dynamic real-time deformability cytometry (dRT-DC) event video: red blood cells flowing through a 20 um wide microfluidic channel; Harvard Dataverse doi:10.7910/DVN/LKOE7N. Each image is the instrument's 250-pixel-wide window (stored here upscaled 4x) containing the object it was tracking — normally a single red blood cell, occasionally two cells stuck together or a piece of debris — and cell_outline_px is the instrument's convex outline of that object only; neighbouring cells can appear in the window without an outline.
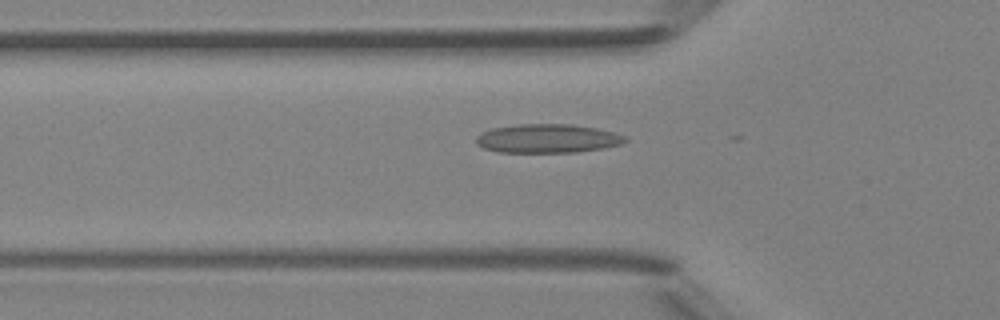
{"species": "Egyptian fruit bat (a non-hibernating species)", "species_latin": "Rousettus aegyptiacus", "temperature_condition": "room temperature", "stored_images_in_passage": 20, "camera_frame_rate_fps": 3000, "um_per_image_px": 0.085, "animal": {"sex": "female"}, "frame": {"image": 1, "passage_image": 2, "time_ms": 0.333, "image_size_px": [1000, 320], "cell_outline_px": [[628, 140], [620, 144], [604, 148], [576, 152], [496, 152], [484, 148], [476, 144], [476, 136], [492, 128], [520, 124], [572, 124], [596, 128], [616, 132], [628, 136]], "centroid_in_image_um": [46.58, 11.77], "position_along_channel_um": 79.2, "area_um2": 25.14}}
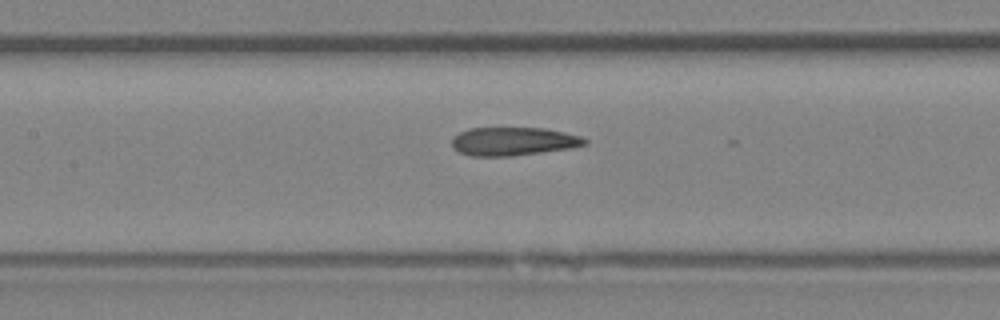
{"frame": {"image": 2, "passage_image": 8, "time_ms": 2.333, "image_size_px": [1000, 320], "cell_outline_px": [[588, 144], [572, 148], [512, 156], [472, 156], [460, 152], [452, 148], [452, 136], [468, 128], [544, 128], [564, 132], [580, 136], [588, 140]], "centroid_in_image_um": [43.63, 12.01], "position_along_channel_um": 163.8, "area_um2": 22.08}}
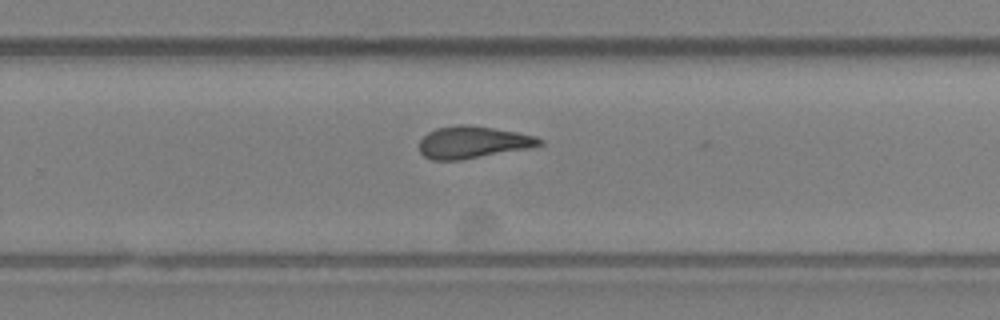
{"frame": {"image": 3, "passage_image": 17, "time_ms": 5.333, "image_size_px": [1000, 320], "cell_outline_px": [[544, 144], [532, 148], [460, 160], [432, 160], [424, 156], [420, 152], [420, 140], [428, 132], [436, 128], [460, 124], [468, 124], [516, 132], [536, 136], [544, 140]], "centroid_in_image_um": [40.23, 12.09], "position_along_channel_um": 289.6, "area_um2": 22.6}}